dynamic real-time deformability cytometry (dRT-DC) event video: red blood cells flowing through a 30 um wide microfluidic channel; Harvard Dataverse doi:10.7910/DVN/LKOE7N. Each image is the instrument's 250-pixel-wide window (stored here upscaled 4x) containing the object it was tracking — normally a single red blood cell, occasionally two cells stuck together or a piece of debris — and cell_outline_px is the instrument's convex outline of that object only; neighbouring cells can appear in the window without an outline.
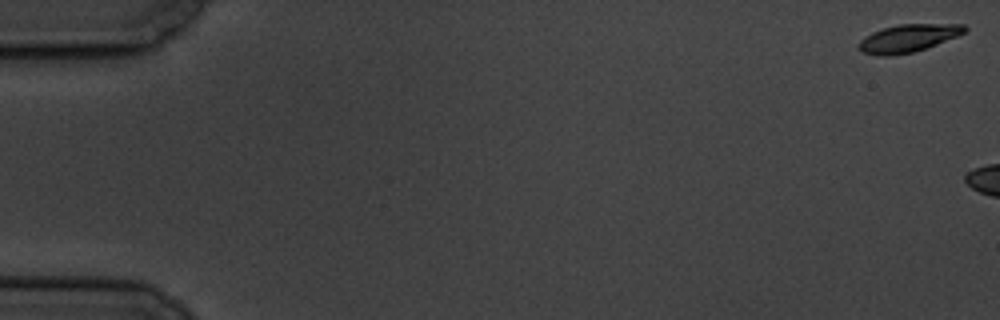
{"species": "common noctule bat (a hibernating species)", "species_latin": "Nyctalus noctula", "temperature_condition": "cold", "stored_images_in_passage": 4, "camera_frame_rate_fps": 3000, "um_per_image_px": 0.085, "animal": {"sex": "male", "body_mass_g": 19.5, "forearm_length_mm": 54.6}, "frame": {"image": 1, "passage_image": 1, "time_ms": 0.0, "image_size_px": [1000, 320], "cell_outline_px": [[968, 28], [964, 32], [956, 36], [936, 44], [912, 52], [892, 56], [880, 56], [864, 52], [860, 48], [860, 40], [864, 36], [872, 32], [884, 28], [900, 24], [964, 24]], "centroid_in_image_um": [77.19, 3.24], "position_along_channel_um": 7.8, "area_um2": 16.76}}